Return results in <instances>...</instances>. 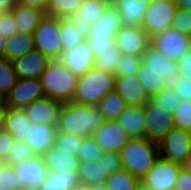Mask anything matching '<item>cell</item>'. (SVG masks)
<instances>
[{"label": "cell", "instance_id": "6da1fadb", "mask_svg": "<svg viewBox=\"0 0 191 190\" xmlns=\"http://www.w3.org/2000/svg\"><path fill=\"white\" fill-rule=\"evenodd\" d=\"M105 120L97 105H85L75 101L63 103L57 132L72 133L83 137L91 136Z\"/></svg>", "mask_w": 191, "mask_h": 190}, {"label": "cell", "instance_id": "7a4b0ae2", "mask_svg": "<svg viewBox=\"0 0 191 190\" xmlns=\"http://www.w3.org/2000/svg\"><path fill=\"white\" fill-rule=\"evenodd\" d=\"M159 156L158 143L147 138H130L120 151L122 168L139 180Z\"/></svg>", "mask_w": 191, "mask_h": 190}, {"label": "cell", "instance_id": "3957f363", "mask_svg": "<svg viewBox=\"0 0 191 190\" xmlns=\"http://www.w3.org/2000/svg\"><path fill=\"white\" fill-rule=\"evenodd\" d=\"M39 79L46 97L62 103L73 100L77 76L64 67L58 59L48 62Z\"/></svg>", "mask_w": 191, "mask_h": 190}, {"label": "cell", "instance_id": "277c9868", "mask_svg": "<svg viewBox=\"0 0 191 190\" xmlns=\"http://www.w3.org/2000/svg\"><path fill=\"white\" fill-rule=\"evenodd\" d=\"M115 75L92 68L78 76L73 101L85 105H98L104 95L114 90Z\"/></svg>", "mask_w": 191, "mask_h": 190}, {"label": "cell", "instance_id": "5b68a950", "mask_svg": "<svg viewBox=\"0 0 191 190\" xmlns=\"http://www.w3.org/2000/svg\"><path fill=\"white\" fill-rule=\"evenodd\" d=\"M59 27L60 18L45 14L33 34L35 50L50 60L58 59L62 52Z\"/></svg>", "mask_w": 191, "mask_h": 190}, {"label": "cell", "instance_id": "8992f818", "mask_svg": "<svg viewBox=\"0 0 191 190\" xmlns=\"http://www.w3.org/2000/svg\"><path fill=\"white\" fill-rule=\"evenodd\" d=\"M176 9L175 0H151L143 16L141 28L150 37L171 28Z\"/></svg>", "mask_w": 191, "mask_h": 190}, {"label": "cell", "instance_id": "52a82bcc", "mask_svg": "<svg viewBox=\"0 0 191 190\" xmlns=\"http://www.w3.org/2000/svg\"><path fill=\"white\" fill-rule=\"evenodd\" d=\"M159 155L182 165L191 155V132L173 128L159 142Z\"/></svg>", "mask_w": 191, "mask_h": 190}, {"label": "cell", "instance_id": "ba28073f", "mask_svg": "<svg viewBox=\"0 0 191 190\" xmlns=\"http://www.w3.org/2000/svg\"><path fill=\"white\" fill-rule=\"evenodd\" d=\"M151 47L161 53L168 60L176 62L191 46V36L183 34L172 28L156 33L150 37Z\"/></svg>", "mask_w": 191, "mask_h": 190}, {"label": "cell", "instance_id": "9c48e42d", "mask_svg": "<svg viewBox=\"0 0 191 190\" xmlns=\"http://www.w3.org/2000/svg\"><path fill=\"white\" fill-rule=\"evenodd\" d=\"M145 114V138L158 143L175 128L173 114L158 106L151 99L143 106Z\"/></svg>", "mask_w": 191, "mask_h": 190}, {"label": "cell", "instance_id": "30bf717a", "mask_svg": "<svg viewBox=\"0 0 191 190\" xmlns=\"http://www.w3.org/2000/svg\"><path fill=\"white\" fill-rule=\"evenodd\" d=\"M182 165L161 156L140 181L151 190H173Z\"/></svg>", "mask_w": 191, "mask_h": 190}, {"label": "cell", "instance_id": "8fae6325", "mask_svg": "<svg viewBox=\"0 0 191 190\" xmlns=\"http://www.w3.org/2000/svg\"><path fill=\"white\" fill-rule=\"evenodd\" d=\"M44 96L39 78H18L14 86L5 95V105L10 108L23 109Z\"/></svg>", "mask_w": 191, "mask_h": 190}, {"label": "cell", "instance_id": "7c38bea8", "mask_svg": "<svg viewBox=\"0 0 191 190\" xmlns=\"http://www.w3.org/2000/svg\"><path fill=\"white\" fill-rule=\"evenodd\" d=\"M115 44L121 55L142 56L151 40L141 27L123 25L115 36Z\"/></svg>", "mask_w": 191, "mask_h": 190}, {"label": "cell", "instance_id": "4fadbf2b", "mask_svg": "<svg viewBox=\"0 0 191 190\" xmlns=\"http://www.w3.org/2000/svg\"><path fill=\"white\" fill-rule=\"evenodd\" d=\"M58 60L78 77L94 68L95 55L85 41L71 49L62 51Z\"/></svg>", "mask_w": 191, "mask_h": 190}, {"label": "cell", "instance_id": "5bb4252c", "mask_svg": "<svg viewBox=\"0 0 191 190\" xmlns=\"http://www.w3.org/2000/svg\"><path fill=\"white\" fill-rule=\"evenodd\" d=\"M91 136L105 152L117 153H120L122 147L130 139L116 120L105 121Z\"/></svg>", "mask_w": 191, "mask_h": 190}, {"label": "cell", "instance_id": "9a60e30c", "mask_svg": "<svg viewBox=\"0 0 191 190\" xmlns=\"http://www.w3.org/2000/svg\"><path fill=\"white\" fill-rule=\"evenodd\" d=\"M62 105L61 101L44 96L23 109L32 123L57 126Z\"/></svg>", "mask_w": 191, "mask_h": 190}, {"label": "cell", "instance_id": "2e32d148", "mask_svg": "<svg viewBox=\"0 0 191 190\" xmlns=\"http://www.w3.org/2000/svg\"><path fill=\"white\" fill-rule=\"evenodd\" d=\"M15 174L20 180L21 186H33L39 188L48 174V168L44 164L43 157H33L13 164Z\"/></svg>", "mask_w": 191, "mask_h": 190}, {"label": "cell", "instance_id": "e0dca14e", "mask_svg": "<svg viewBox=\"0 0 191 190\" xmlns=\"http://www.w3.org/2000/svg\"><path fill=\"white\" fill-rule=\"evenodd\" d=\"M110 2L111 0H83L76 14L69 18L77 30L87 38L91 24L99 19Z\"/></svg>", "mask_w": 191, "mask_h": 190}, {"label": "cell", "instance_id": "ac0fdd59", "mask_svg": "<svg viewBox=\"0 0 191 190\" xmlns=\"http://www.w3.org/2000/svg\"><path fill=\"white\" fill-rule=\"evenodd\" d=\"M114 90L122 96L128 106L143 107L150 100L136 75L115 77Z\"/></svg>", "mask_w": 191, "mask_h": 190}, {"label": "cell", "instance_id": "d6986e66", "mask_svg": "<svg viewBox=\"0 0 191 190\" xmlns=\"http://www.w3.org/2000/svg\"><path fill=\"white\" fill-rule=\"evenodd\" d=\"M122 27L123 24L118 10L110 2L99 19L91 24L87 37L115 38Z\"/></svg>", "mask_w": 191, "mask_h": 190}, {"label": "cell", "instance_id": "ffe728a7", "mask_svg": "<svg viewBox=\"0 0 191 190\" xmlns=\"http://www.w3.org/2000/svg\"><path fill=\"white\" fill-rule=\"evenodd\" d=\"M50 59L38 50L29 52L12 61L17 78H40Z\"/></svg>", "mask_w": 191, "mask_h": 190}, {"label": "cell", "instance_id": "44dd1931", "mask_svg": "<svg viewBox=\"0 0 191 190\" xmlns=\"http://www.w3.org/2000/svg\"><path fill=\"white\" fill-rule=\"evenodd\" d=\"M57 126L31 123L29 132L24 140L35 155L43 156L45 152L54 145Z\"/></svg>", "mask_w": 191, "mask_h": 190}, {"label": "cell", "instance_id": "7402d4cb", "mask_svg": "<svg viewBox=\"0 0 191 190\" xmlns=\"http://www.w3.org/2000/svg\"><path fill=\"white\" fill-rule=\"evenodd\" d=\"M11 11L18 31L32 35L46 14L43 8L28 6L21 2Z\"/></svg>", "mask_w": 191, "mask_h": 190}, {"label": "cell", "instance_id": "603a6c76", "mask_svg": "<svg viewBox=\"0 0 191 190\" xmlns=\"http://www.w3.org/2000/svg\"><path fill=\"white\" fill-rule=\"evenodd\" d=\"M151 0H111L118 10L122 24L141 27L142 19Z\"/></svg>", "mask_w": 191, "mask_h": 190}, {"label": "cell", "instance_id": "cb8c5ba5", "mask_svg": "<svg viewBox=\"0 0 191 190\" xmlns=\"http://www.w3.org/2000/svg\"><path fill=\"white\" fill-rule=\"evenodd\" d=\"M42 157L49 172L77 171L79 162L77 156L55 145L49 148Z\"/></svg>", "mask_w": 191, "mask_h": 190}, {"label": "cell", "instance_id": "d4e9b609", "mask_svg": "<svg viewBox=\"0 0 191 190\" xmlns=\"http://www.w3.org/2000/svg\"><path fill=\"white\" fill-rule=\"evenodd\" d=\"M116 121L130 138H145L144 107L128 106Z\"/></svg>", "mask_w": 191, "mask_h": 190}, {"label": "cell", "instance_id": "484cf974", "mask_svg": "<svg viewBox=\"0 0 191 190\" xmlns=\"http://www.w3.org/2000/svg\"><path fill=\"white\" fill-rule=\"evenodd\" d=\"M31 121L26 116L24 109L7 107L5 110L3 128L14 140L24 141L28 135Z\"/></svg>", "mask_w": 191, "mask_h": 190}, {"label": "cell", "instance_id": "4316f807", "mask_svg": "<svg viewBox=\"0 0 191 190\" xmlns=\"http://www.w3.org/2000/svg\"><path fill=\"white\" fill-rule=\"evenodd\" d=\"M76 173L81 183L90 186L104 184L108 177L105 171L104 159L79 161Z\"/></svg>", "mask_w": 191, "mask_h": 190}, {"label": "cell", "instance_id": "83f0119b", "mask_svg": "<svg viewBox=\"0 0 191 190\" xmlns=\"http://www.w3.org/2000/svg\"><path fill=\"white\" fill-rule=\"evenodd\" d=\"M141 61L147 64L148 68L159 71L161 76L170 84L176 76L177 62L168 60L161 53L154 50L151 46L141 56Z\"/></svg>", "mask_w": 191, "mask_h": 190}, {"label": "cell", "instance_id": "f1b7e54d", "mask_svg": "<svg viewBox=\"0 0 191 190\" xmlns=\"http://www.w3.org/2000/svg\"><path fill=\"white\" fill-rule=\"evenodd\" d=\"M160 74L159 71L148 68L147 64L142 61L136 71L135 75L137 76L138 81L143 85V88L150 99L169 85L164 79V76H161Z\"/></svg>", "mask_w": 191, "mask_h": 190}, {"label": "cell", "instance_id": "f546056e", "mask_svg": "<svg viewBox=\"0 0 191 190\" xmlns=\"http://www.w3.org/2000/svg\"><path fill=\"white\" fill-rule=\"evenodd\" d=\"M34 50V36L32 34L19 32L6 38L5 59L11 62Z\"/></svg>", "mask_w": 191, "mask_h": 190}, {"label": "cell", "instance_id": "4dcf8cb0", "mask_svg": "<svg viewBox=\"0 0 191 190\" xmlns=\"http://www.w3.org/2000/svg\"><path fill=\"white\" fill-rule=\"evenodd\" d=\"M97 106L105 121L116 120L128 107L122 96L115 90L104 95Z\"/></svg>", "mask_w": 191, "mask_h": 190}, {"label": "cell", "instance_id": "1f68e13d", "mask_svg": "<svg viewBox=\"0 0 191 190\" xmlns=\"http://www.w3.org/2000/svg\"><path fill=\"white\" fill-rule=\"evenodd\" d=\"M80 183L76 172H48L39 190H71Z\"/></svg>", "mask_w": 191, "mask_h": 190}, {"label": "cell", "instance_id": "d6a6232c", "mask_svg": "<svg viewBox=\"0 0 191 190\" xmlns=\"http://www.w3.org/2000/svg\"><path fill=\"white\" fill-rule=\"evenodd\" d=\"M59 35L61 38L62 51L71 49L86 41L70 18H60Z\"/></svg>", "mask_w": 191, "mask_h": 190}, {"label": "cell", "instance_id": "836d02e7", "mask_svg": "<svg viewBox=\"0 0 191 190\" xmlns=\"http://www.w3.org/2000/svg\"><path fill=\"white\" fill-rule=\"evenodd\" d=\"M138 178L123 168L109 175L105 180L106 190H135Z\"/></svg>", "mask_w": 191, "mask_h": 190}, {"label": "cell", "instance_id": "e575fe53", "mask_svg": "<svg viewBox=\"0 0 191 190\" xmlns=\"http://www.w3.org/2000/svg\"><path fill=\"white\" fill-rule=\"evenodd\" d=\"M83 0H48L45 13L58 18H69L76 14Z\"/></svg>", "mask_w": 191, "mask_h": 190}, {"label": "cell", "instance_id": "d590c367", "mask_svg": "<svg viewBox=\"0 0 191 190\" xmlns=\"http://www.w3.org/2000/svg\"><path fill=\"white\" fill-rule=\"evenodd\" d=\"M120 58L121 54L117 48L115 50L98 51V54L95 56L94 67L115 74Z\"/></svg>", "mask_w": 191, "mask_h": 190}, {"label": "cell", "instance_id": "8d00e7d4", "mask_svg": "<svg viewBox=\"0 0 191 190\" xmlns=\"http://www.w3.org/2000/svg\"><path fill=\"white\" fill-rule=\"evenodd\" d=\"M104 150L96 143L92 136H86L77 153L78 161L100 160Z\"/></svg>", "mask_w": 191, "mask_h": 190}, {"label": "cell", "instance_id": "74e56055", "mask_svg": "<svg viewBox=\"0 0 191 190\" xmlns=\"http://www.w3.org/2000/svg\"><path fill=\"white\" fill-rule=\"evenodd\" d=\"M17 79L12 62L5 58H0V93L4 97L14 86Z\"/></svg>", "mask_w": 191, "mask_h": 190}, {"label": "cell", "instance_id": "f35d334b", "mask_svg": "<svg viewBox=\"0 0 191 190\" xmlns=\"http://www.w3.org/2000/svg\"><path fill=\"white\" fill-rule=\"evenodd\" d=\"M151 100L172 114L181 102V99L170 85L162 89L157 95L153 96Z\"/></svg>", "mask_w": 191, "mask_h": 190}, {"label": "cell", "instance_id": "ab89813d", "mask_svg": "<svg viewBox=\"0 0 191 190\" xmlns=\"http://www.w3.org/2000/svg\"><path fill=\"white\" fill-rule=\"evenodd\" d=\"M83 138V136L72 133L57 132L54 145L77 156Z\"/></svg>", "mask_w": 191, "mask_h": 190}, {"label": "cell", "instance_id": "60d3db41", "mask_svg": "<svg viewBox=\"0 0 191 190\" xmlns=\"http://www.w3.org/2000/svg\"><path fill=\"white\" fill-rule=\"evenodd\" d=\"M34 155L32 149L24 141L13 140L12 148L8 150V156L4 162L13 165L16 162L27 160Z\"/></svg>", "mask_w": 191, "mask_h": 190}, {"label": "cell", "instance_id": "b9f144b4", "mask_svg": "<svg viewBox=\"0 0 191 190\" xmlns=\"http://www.w3.org/2000/svg\"><path fill=\"white\" fill-rule=\"evenodd\" d=\"M175 128L191 132V100H181L173 113Z\"/></svg>", "mask_w": 191, "mask_h": 190}, {"label": "cell", "instance_id": "7bdbcfd3", "mask_svg": "<svg viewBox=\"0 0 191 190\" xmlns=\"http://www.w3.org/2000/svg\"><path fill=\"white\" fill-rule=\"evenodd\" d=\"M141 63V56L121 55L116 66L115 77L135 75Z\"/></svg>", "mask_w": 191, "mask_h": 190}, {"label": "cell", "instance_id": "ee69618b", "mask_svg": "<svg viewBox=\"0 0 191 190\" xmlns=\"http://www.w3.org/2000/svg\"><path fill=\"white\" fill-rule=\"evenodd\" d=\"M171 28L191 36V12L177 8L172 20Z\"/></svg>", "mask_w": 191, "mask_h": 190}, {"label": "cell", "instance_id": "f6af8a7d", "mask_svg": "<svg viewBox=\"0 0 191 190\" xmlns=\"http://www.w3.org/2000/svg\"><path fill=\"white\" fill-rule=\"evenodd\" d=\"M0 182L9 186L12 190H17L21 187L13 165L7 164L4 161L0 163Z\"/></svg>", "mask_w": 191, "mask_h": 190}, {"label": "cell", "instance_id": "bcb514c9", "mask_svg": "<svg viewBox=\"0 0 191 190\" xmlns=\"http://www.w3.org/2000/svg\"><path fill=\"white\" fill-rule=\"evenodd\" d=\"M169 85L181 100H191V78L175 76Z\"/></svg>", "mask_w": 191, "mask_h": 190}, {"label": "cell", "instance_id": "7dc6e473", "mask_svg": "<svg viewBox=\"0 0 191 190\" xmlns=\"http://www.w3.org/2000/svg\"><path fill=\"white\" fill-rule=\"evenodd\" d=\"M86 42L95 56L98 54V51L115 50L117 48L115 38L87 37Z\"/></svg>", "mask_w": 191, "mask_h": 190}, {"label": "cell", "instance_id": "c3c4849f", "mask_svg": "<svg viewBox=\"0 0 191 190\" xmlns=\"http://www.w3.org/2000/svg\"><path fill=\"white\" fill-rule=\"evenodd\" d=\"M0 32L6 38L19 33L12 11L0 12Z\"/></svg>", "mask_w": 191, "mask_h": 190}, {"label": "cell", "instance_id": "681fc988", "mask_svg": "<svg viewBox=\"0 0 191 190\" xmlns=\"http://www.w3.org/2000/svg\"><path fill=\"white\" fill-rule=\"evenodd\" d=\"M101 159H104L105 171L108 176L122 169L120 153L107 151L104 152Z\"/></svg>", "mask_w": 191, "mask_h": 190}, {"label": "cell", "instance_id": "f907efd6", "mask_svg": "<svg viewBox=\"0 0 191 190\" xmlns=\"http://www.w3.org/2000/svg\"><path fill=\"white\" fill-rule=\"evenodd\" d=\"M176 76L191 78V46L177 62Z\"/></svg>", "mask_w": 191, "mask_h": 190}, {"label": "cell", "instance_id": "816d5d0a", "mask_svg": "<svg viewBox=\"0 0 191 190\" xmlns=\"http://www.w3.org/2000/svg\"><path fill=\"white\" fill-rule=\"evenodd\" d=\"M13 140V137L4 128H0V161L3 162L7 158Z\"/></svg>", "mask_w": 191, "mask_h": 190}, {"label": "cell", "instance_id": "f5cc1de1", "mask_svg": "<svg viewBox=\"0 0 191 190\" xmlns=\"http://www.w3.org/2000/svg\"><path fill=\"white\" fill-rule=\"evenodd\" d=\"M174 190H191V173L180 169L177 181L174 186Z\"/></svg>", "mask_w": 191, "mask_h": 190}, {"label": "cell", "instance_id": "db71d44e", "mask_svg": "<svg viewBox=\"0 0 191 190\" xmlns=\"http://www.w3.org/2000/svg\"><path fill=\"white\" fill-rule=\"evenodd\" d=\"M19 2L20 0H0V12L11 11Z\"/></svg>", "mask_w": 191, "mask_h": 190}, {"label": "cell", "instance_id": "11a10c76", "mask_svg": "<svg viewBox=\"0 0 191 190\" xmlns=\"http://www.w3.org/2000/svg\"><path fill=\"white\" fill-rule=\"evenodd\" d=\"M20 2L28 6L45 9L48 0H20Z\"/></svg>", "mask_w": 191, "mask_h": 190}, {"label": "cell", "instance_id": "9f6ffc18", "mask_svg": "<svg viewBox=\"0 0 191 190\" xmlns=\"http://www.w3.org/2000/svg\"><path fill=\"white\" fill-rule=\"evenodd\" d=\"M177 8L191 12V0H175Z\"/></svg>", "mask_w": 191, "mask_h": 190}, {"label": "cell", "instance_id": "6f0895ef", "mask_svg": "<svg viewBox=\"0 0 191 190\" xmlns=\"http://www.w3.org/2000/svg\"><path fill=\"white\" fill-rule=\"evenodd\" d=\"M6 37L0 32V58H5Z\"/></svg>", "mask_w": 191, "mask_h": 190}, {"label": "cell", "instance_id": "680465c9", "mask_svg": "<svg viewBox=\"0 0 191 190\" xmlns=\"http://www.w3.org/2000/svg\"><path fill=\"white\" fill-rule=\"evenodd\" d=\"M71 190H92V186L80 182L78 185L72 187Z\"/></svg>", "mask_w": 191, "mask_h": 190}, {"label": "cell", "instance_id": "91938a15", "mask_svg": "<svg viewBox=\"0 0 191 190\" xmlns=\"http://www.w3.org/2000/svg\"><path fill=\"white\" fill-rule=\"evenodd\" d=\"M182 168L191 173V155L187 160L182 164Z\"/></svg>", "mask_w": 191, "mask_h": 190}, {"label": "cell", "instance_id": "94428289", "mask_svg": "<svg viewBox=\"0 0 191 190\" xmlns=\"http://www.w3.org/2000/svg\"><path fill=\"white\" fill-rule=\"evenodd\" d=\"M6 108H0V128H3V121Z\"/></svg>", "mask_w": 191, "mask_h": 190}, {"label": "cell", "instance_id": "6125c7cd", "mask_svg": "<svg viewBox=\"0 0 191 190\" xmlns=\"http://www.w3.org/2000/svg\"><path fill=\"white\" fill-rule=\"evenodd\" d=\"M135 190H151L149 187L144 185L141 181L137 184Z\"/></svg>", "mask_w": 191, "mask_h": 190}, {"label": "cell", "instance_id": "be15d7a7", "mask_svg": "<svg viewBox=\"0 0 191 190\" xmlns=\"http://www.w3.org/2000/svg\"><path fill=\"white\" fill-rule=\"evenodd\" d=\"M0 108H7L5 105V97L0 93Z\"/></svg>", "mask_w": 191, "mask_h": 190}, {"label": "cell", "instance_id": "e7e4bbea", "mask_svg": "<svg viewBox=\"0 0 191 190\" xmlns=\"http://www.w3.org/2000/svg\"><path fill=\"white\" fill-rule=\"evenodd\" d=\"M17 190H39V188L37 187H33V186H21L19 189Z\"/></svg>", "mask_w": 191, "mask_h": 190}, {"label": "cell", "instance_id": "03108f58", "mask_svg": "<svg viewBox=\"0 0 191 190\" xmlns=\"http://www.w3.org/2000/svg\"><path fill=\"white\" fill-rule=\"evenodd\" d=\"M92 190H106V187L104 184L94 185V186H92Z\"/></svg>", "mask_w": 191, "mask_h": 190}, {"label": "cell", "instance_id": "003e7915", "mask_svg": "<svg viewBox=\"0 0 191 190\" xmlns=\"http://www.w3.org/2000/svg\"><path fill=\"white\" fill-rule=\"evenodd\" d=\"M0 190H12L11 188H9V186L4 185V183L0 182Z\"/></svg>", "mask_w": 191, "mask_h": 190}]
</instances>
